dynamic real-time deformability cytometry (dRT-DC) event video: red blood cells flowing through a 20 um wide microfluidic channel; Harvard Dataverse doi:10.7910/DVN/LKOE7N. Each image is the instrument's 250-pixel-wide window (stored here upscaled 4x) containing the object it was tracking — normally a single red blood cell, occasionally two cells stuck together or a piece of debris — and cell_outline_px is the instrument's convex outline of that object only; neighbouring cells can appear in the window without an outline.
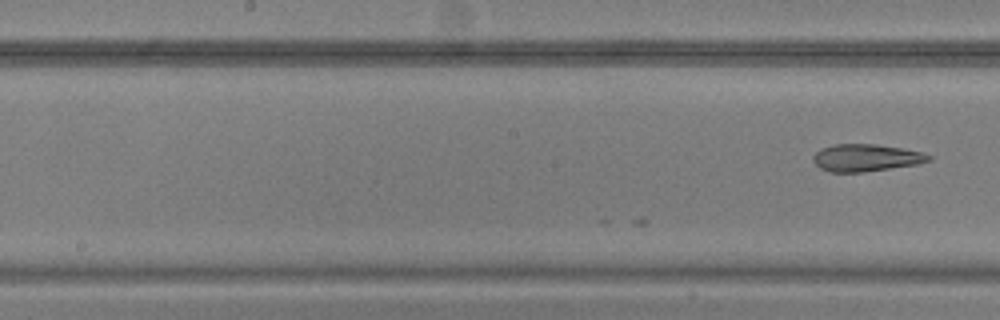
{"species": "common noctule bat (a hibernating species)", "species_latin": "Nyctalus noctula", "temperature_condition": "warm", "stored_images_in_passage": 10, "camera_frame_rate_fps": 3000, "um_per_image_px": 0.085, "animal": {"sex": "male", "body_mass_g": 20.5, "forearm_length_mm": 52.5}, "frame": {"image": 1, "passage_image": 10, "time_ms": 3.0, "image_size_px": [1000, 320], "cell_outline_px": [[932, 160], [916, 164], [860, 172], [832, 172], [820, 168], [812, 160], [812, 156], [820, 148], [832, 144], [876, 144], [904, 148], [920, 152], [932, 156]], "centroid_in_image_um": [73.57, 13.39], "position_along_channel_um": 174.6, "area_um2": 18.26}}